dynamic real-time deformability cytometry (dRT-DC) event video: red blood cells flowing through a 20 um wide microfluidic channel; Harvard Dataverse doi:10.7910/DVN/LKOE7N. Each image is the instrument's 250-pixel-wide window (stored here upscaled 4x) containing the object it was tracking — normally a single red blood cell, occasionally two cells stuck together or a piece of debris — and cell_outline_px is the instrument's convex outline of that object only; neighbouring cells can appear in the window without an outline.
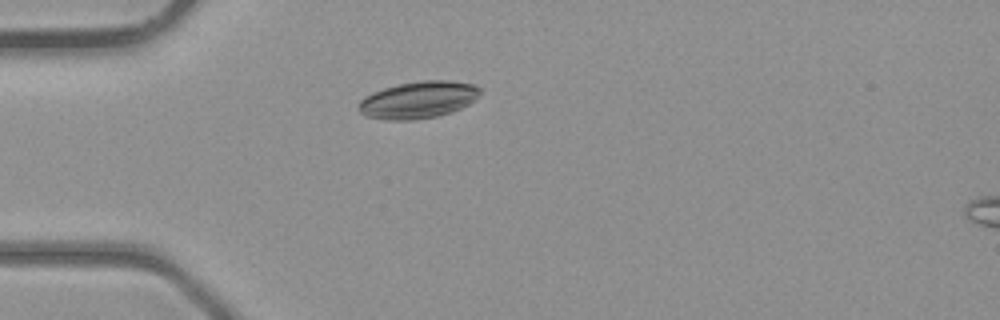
{"species": "common noctule bat (a hibernating species)", "species_latin": "Nyctalus noctula", "temperature_condition": "room temperature", "stored_images_in_passage": 4, "camera_frame_rate_fps": 3000, "um_per_image_px": 0.085, "animal": {"sex": "male", "body_mass_g": 23.1, "forearm_length_mm": 52.7}, "frame": {"image": 1, "passage_image": 4, "time_ms": 3.333, "image_size_px": [1000, 320], "cell_outline_px": [[480, 92], [476, 100], [452, 112], [436, 116], [416, 120], [384, 120], [364, 116], [356, 108], [360, 100], [364, 96], [372, 92], [396, 84], [420, 80], [448, 80], [476, 84], [480, 88]], "centroid_in_image_um": [35.52, 8.48], "position_along_channel_um": 49.5, "area_um2": 26.65}}